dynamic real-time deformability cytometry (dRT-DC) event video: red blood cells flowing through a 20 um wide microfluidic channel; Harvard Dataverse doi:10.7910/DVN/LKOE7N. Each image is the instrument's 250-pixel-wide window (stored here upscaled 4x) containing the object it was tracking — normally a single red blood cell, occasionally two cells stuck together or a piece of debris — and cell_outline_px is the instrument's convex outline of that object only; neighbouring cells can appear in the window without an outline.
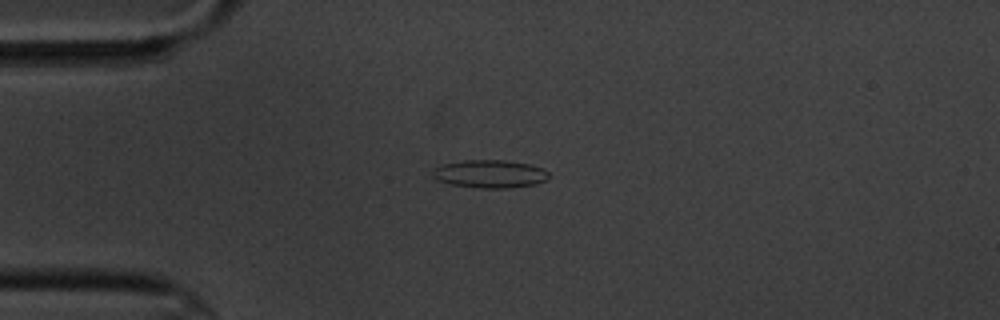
{"species": "common noctule bat (a hibernating species)", "species_latin": "Nyctalus noctula", "temperature_condition": "cold", "stored_images_in_passage": 7, "camera_frame_rate_fps": 3000, "um_per_image_px": 0.085, "animal": {"sex": "male", "body_mass_g": 20.1, "forearm_length_mm": 53.5}, "frame": {"image": 1, "passage_image": 4, "time_ms": 4.333, "image_size_px": [1000, 320], "cell_outline_px": [[548, 180], [536, 184], [504, 188], [480, 188], [452, 184], [436, 180], [432, 176], [432, 168], [444, 164], [464, 160], [504, 160], [532, 164], [544, 168], [548, 172]], "centroid_in_image_um": [41.65, 14.77], "position_along_channel_um": 43.3, "area_um2": 19.07}}
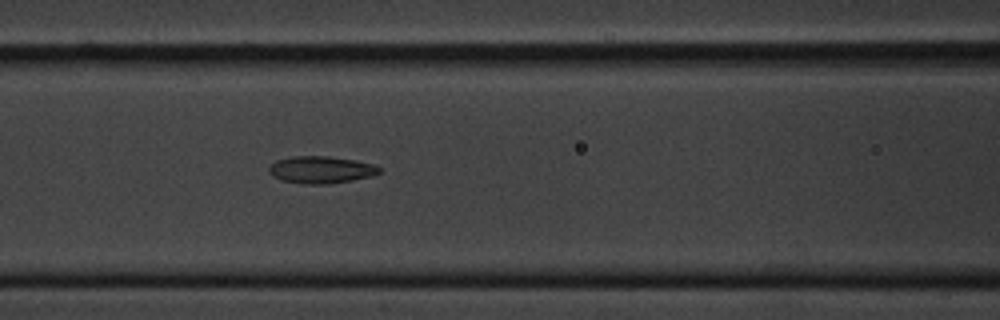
{"frame": {"image": 2, "passage_image": 7, "time_ms": 7.667, "image_size_px": [1000, 320], "cell_outline_px": [[380, 172], [372, 176], [352, 180], [328, 184], [304, 184], [280, 180], [272, 176], [268, 172], [268, 168], [276, 160], [292, 156], [328, 156], [356, 160], [372, 164], [380, 168]], "centroid_in_image_um": [27.25, 14.43], "position_along_channel_um": 139.3, "area_um2": 17.51}}